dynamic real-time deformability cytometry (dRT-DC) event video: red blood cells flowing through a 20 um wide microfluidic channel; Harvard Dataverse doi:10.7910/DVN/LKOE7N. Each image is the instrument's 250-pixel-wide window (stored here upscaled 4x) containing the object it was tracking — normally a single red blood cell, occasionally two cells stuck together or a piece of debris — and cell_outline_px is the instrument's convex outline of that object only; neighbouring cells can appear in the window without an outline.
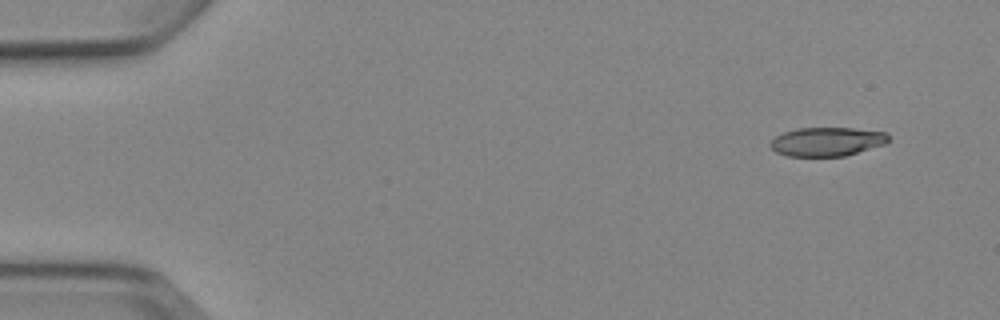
{"species": "Egyptian fruit bat (a non-hibernating species)", "species_latin": "Rousettus aegyptiacus", "temperature_condition": "cold", "stored_images_in_passage": 6, "camera_frame_rate_fps": 3000, "um_per_image_px": 0.085, "animal": {"sex": "female"}, "frame": {"image": 1, "passage_image": 1, "time_ms": 0.0, "image_size_px": [1000, 320], "cell_outline_px": [[888, 140], [884, 144], [844, 156], [788, 156], [776, 152], [768, 144], [776, 136], [784, 132], [796, 128], [852, 128], [888, 132]], "centroid_in_image_um": [70.27, 12.03], "position_along_channel_um": 14.7, "area_um2": 19.77}}
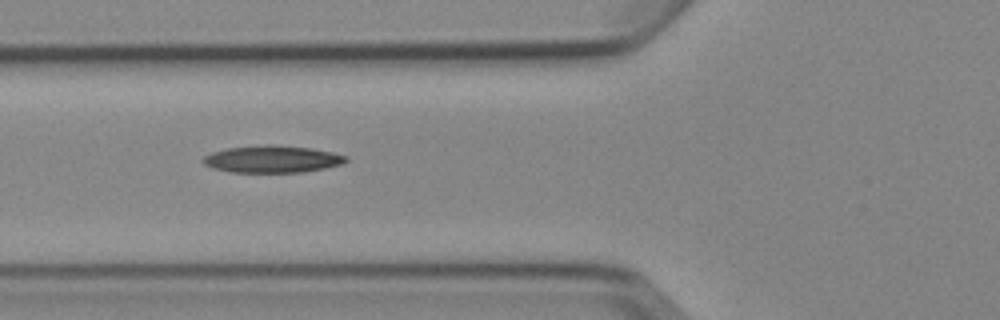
{"frame": {"image": 2, "passage_image": 5, "time_ms": 5.333, "image_size_px": [1000, 320], "cell_outline_px": [[348, 160], [340, 164], [324, 168], [304, 172], [232, 172], [212, 168], [204, 164], [200, 160], [204, 156], [212, 152], [228, 148], [264, 144], [276, 144], [312, 148], [332, 152], [348, 156]], "centroid_in_image_um": [23.13, 13.51], "position_along_channel_um": 102.7, "area_um2": 22.72}}
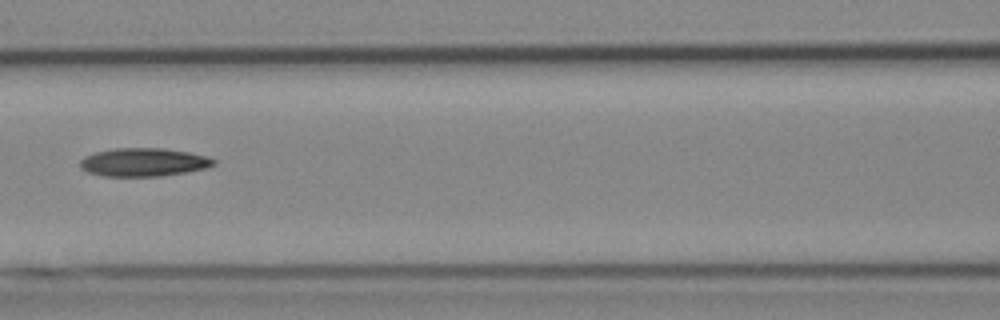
{"frame": {"image": 3, "passage_image": 6, "time_ms": 6.667, "image_size_px": [1000, 320], "cell_outline_px": [[216, 164], [208, 168], [188, 172], [160, 176], [104, 176], [88, 172], [80, 168], [80, 160], [84, 156], [96, 152], [116, 148], [164, 148], [188, 152], [208, 156], [216, 160]], "centroid_in_image_um": [12.24, 13.79], "position_along_channel_um": 154.4, "area_um2": 22.2}}